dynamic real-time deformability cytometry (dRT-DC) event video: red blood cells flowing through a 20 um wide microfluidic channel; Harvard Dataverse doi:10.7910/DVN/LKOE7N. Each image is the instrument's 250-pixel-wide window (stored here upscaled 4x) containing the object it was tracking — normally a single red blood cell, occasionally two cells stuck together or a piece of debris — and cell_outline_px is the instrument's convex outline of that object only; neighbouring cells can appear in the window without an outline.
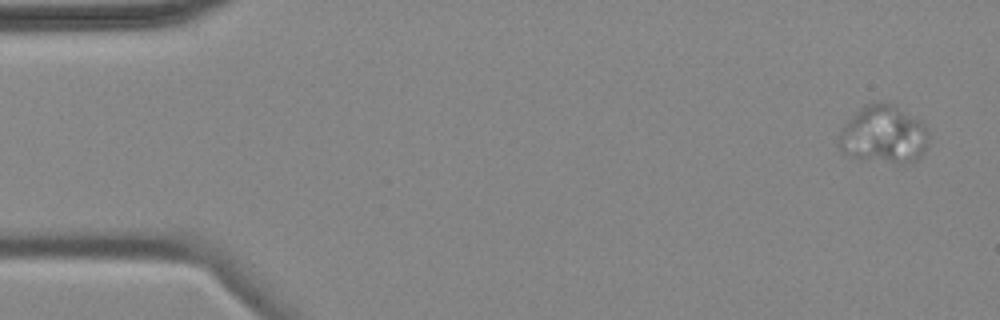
{"species": "common noctule bat (a hibernating species)", "species_latin": "Nyctalus noctula", "temperature_condition": "cold", "stored_images_in_passage": 5, "camera_frame_rate_fps": 3000, "um_per_image_px": 0.085, "animal": {"sex": "female", "body_mass_g": 18.4}, "frame": {"image": 1, "passage_image": 1, "time_ms": 0.0, "image_size_px": [1000, 320], "cell_outline_px": [[928, 144], [920, 156], [916, 160], [904, 168], [852, 156], [844, 152], [836, 144], [844, 124], [864, 104], [888, 104], [924, 120], [928, 132]], "centroid_in_image_um": [75.16, 11.51], "position_along_channel_um": 9.8, "area_um2": 30.75}}
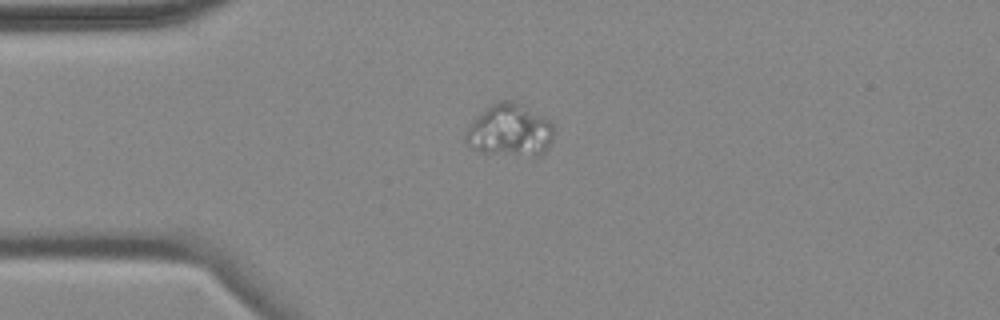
{"frame": {"image": 2, "passage_image": 4, "time_ms": 3.667, "image_size_px": [1000, 320], "cell_outline_px": [[556, 132], [548, 148], [544, 152], [536, 156], [484, 152], [468, 144], [464, 140], [464, 136], [468, 128], [496, 100], [516, 100], [548, 120], [552, 124]], "centroid_in_image_um": [43.4, 11.07], "position_along_channel_um": 41.6, "area_um2": 26.41}}